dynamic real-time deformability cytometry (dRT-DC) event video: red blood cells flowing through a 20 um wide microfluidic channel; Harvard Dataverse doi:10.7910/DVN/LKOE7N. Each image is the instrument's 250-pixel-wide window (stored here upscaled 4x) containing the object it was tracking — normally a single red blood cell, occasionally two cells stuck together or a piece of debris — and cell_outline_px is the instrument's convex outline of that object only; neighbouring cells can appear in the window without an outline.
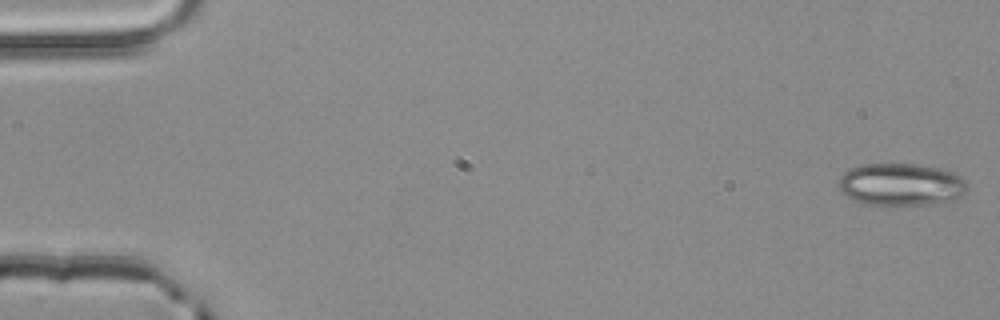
{"species": "common noctule bat (a hibernating species)", "species_latin": "Nyctalus noctula", "temperature_condition": "room temperature", "stored_images_in_passage": 4, "camera_frame_rate_fps": 3000, "um_per_image_px": 0.085, "animal": {"sex": "male", "body_mass_g": 20.4}, "frame": {"image": 1, "passage_image": 1, "time_ms": 0.0, "image_size_px": [1000, 320], "cell_outline_px": [[968, 188], [964, 192], [952, 200], [932, 204], [864, 204], [844, 196], [840, 192], [840, 176], [848, 168], [860, 164], [916, 164], [940, 168], [952, 172], [960, 176], [964, 180]], "centroid_in_image_um": [76.54, 15.67], "position_along_channel_um": 8.5, "area_um2": 31.67}}